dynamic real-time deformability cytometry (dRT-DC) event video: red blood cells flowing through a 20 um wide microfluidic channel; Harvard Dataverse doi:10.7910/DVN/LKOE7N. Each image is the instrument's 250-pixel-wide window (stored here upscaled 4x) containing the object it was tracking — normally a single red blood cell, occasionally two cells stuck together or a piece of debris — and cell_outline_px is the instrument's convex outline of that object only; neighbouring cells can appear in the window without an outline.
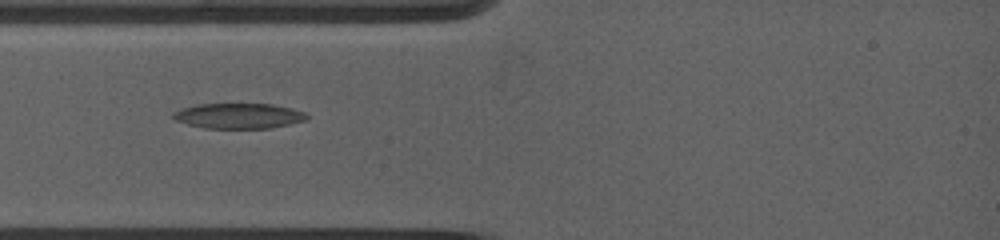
{"species": "common noctule bat (a hibernating species)", "species_latin": "Nyctalus noctula", "temperature_condition": "warm", "stored_images_in_passage": 67, "camera_frame_rate_fps": 5000, "um_per_image_px": 0.085, "animal": {"sex": "female", "body_mass_g": 19.0, "forearm_length_mm": 53.3}, "frame": {"image": 1, "passage_image": 1, "time_ms": 0.0, "image_size_px": [1000, 240], "cell_outline_px": [[308, 116], [304, 120], [288, 124], [268, 128], [204, 128], [188, 124], [176, 120], [172, 116], [172, 112], [180, 108], [196, 104], [272, 104], [292, 108], [304, 112]], "centroid_in_image_um": [20.24, 9.84], "position_along_channel_um": 64.8, "area_um2": 19.59}}
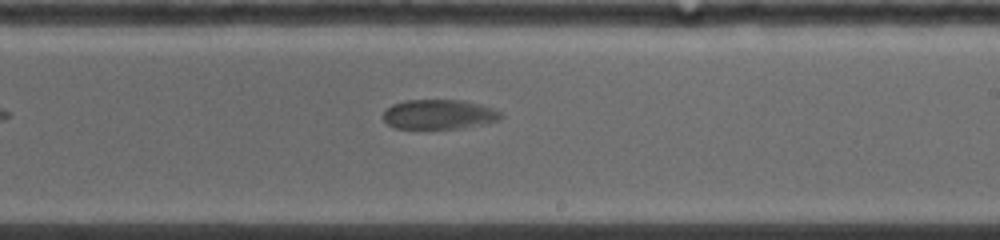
{"frame": {"image": 2, "passage_image": 25, "time_ms": 5.0, "image_size_px": [1000, 240], "cell_outline_px": [[504, 116], [500, 120], [484, 124], [460, 128], [396, 128], [388, 124], [384, 120], [384, 112], [392, 104], [404, 100], [464, 100], [480, 104], [492, 108], [500, 112]], "centroid_in_image_um": [37.35, 9.71], "position_along_channel_um": 251.7, "area_um2": 20.29}}
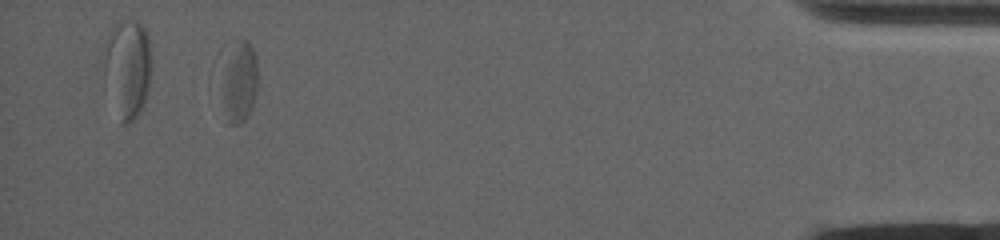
{"frame": {"image": 3, "passage_image": 60, "time_ms": 11.8, "image_size_px": [1000, 240], "cell_outline_px": [[256, 96], [252, 108], [248, 116], [244, 120], [236, 124], [228, 124], [208, 80], [208, 72], [212, 60], [216, 52], [224, 44], [240, 36], [248, 40], [256, 56]], "centroid_in_image_um": [19.92, 6.73], "position_along_channel_um": 415.3, "area_um2": 22.66}}